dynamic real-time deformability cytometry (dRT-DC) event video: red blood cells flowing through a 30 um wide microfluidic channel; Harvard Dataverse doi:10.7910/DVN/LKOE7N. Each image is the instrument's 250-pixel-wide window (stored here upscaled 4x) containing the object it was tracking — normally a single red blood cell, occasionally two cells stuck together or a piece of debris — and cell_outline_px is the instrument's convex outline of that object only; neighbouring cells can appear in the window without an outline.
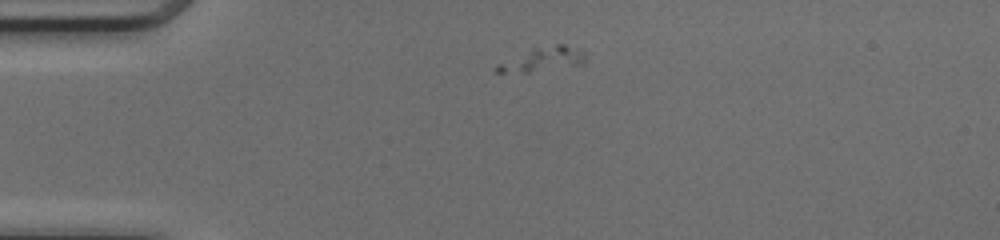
{"species": "common noctule bat (a hibernating species)", "species_latin": "Nyctalus noctula", "temperature_condition": "cold", "stored_images_in_passage": 16, "camera_frame_rate_fps": 3000, "um_per_image_px": 0.085, "animal": {"sex": "female", "body_mass_g": 17.0, "forearm_length_mm": 48.0}, "frame": {"image": 1, "passage_image": 2, "time_ms": 0.333, "image_size_px": [1000, 240], "cell_outline_px": [[584, 64], [528, 72], [496, 72], [496, 64], [532, 48], [556, 44], [564, 44], [584, 52]], "centroid_in_image_um": [46.12, 5.03], "position_along_channel_um": 38.9, "area_um2": 12.14}}